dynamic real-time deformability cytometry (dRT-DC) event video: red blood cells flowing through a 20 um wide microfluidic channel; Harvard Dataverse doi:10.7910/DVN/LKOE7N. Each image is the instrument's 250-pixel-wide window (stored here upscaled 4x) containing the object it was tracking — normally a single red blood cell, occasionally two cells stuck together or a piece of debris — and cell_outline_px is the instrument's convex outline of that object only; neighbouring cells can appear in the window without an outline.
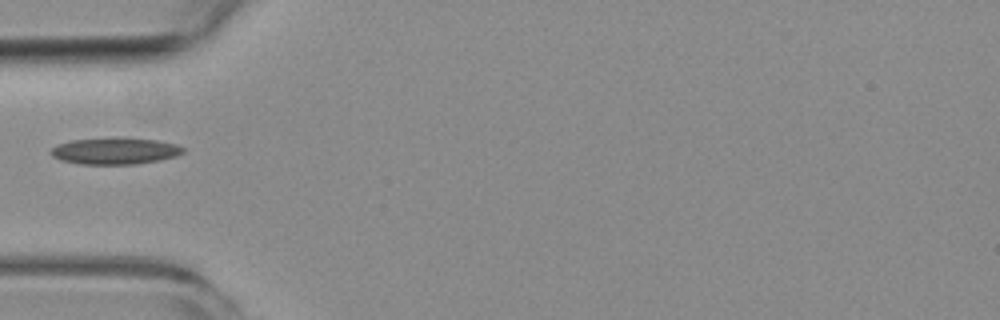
{"species": "common noctule bat (a hibernating species)", "species_latin": "Nyctalus noctula", "temperature_condition": "room temperature", "stored_images_in_passage": 2, "camera_frame_rate_fps": 3000, "um_per_image_px": 0.085, "animal": {"sex": "female", "body_mass_g": 19.3, "forearm_length_mm": 54.1}, "frame": {"image": 1, "passage_image": 1, "time_ms": 0.0, "image_size_px": [1000, 320], "cell_outline_px": [[184, 152], [176, 156], [136, 164], [80, 164], [60, 160], [52, 156], [48, 152], [56, 144], [72, 140], [116, 136], [124, 136], [156, 140], [176, 144], [184, 148]], "centroid_in_image_um": [9.73, 12.8], "position_along_channel_um": 75.3, "area_um2": 20.92}}
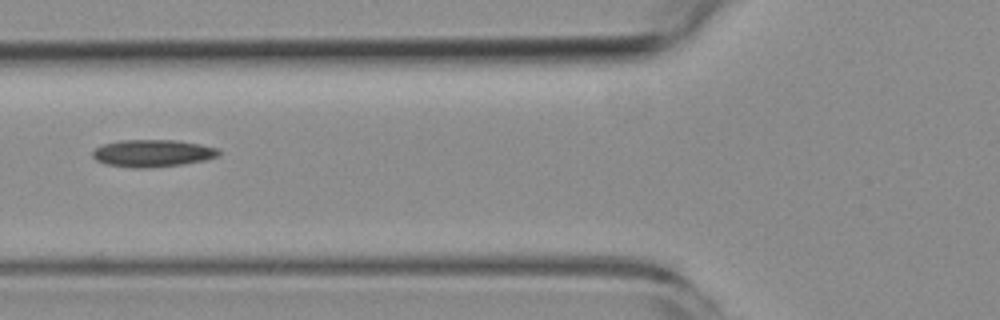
{"frame": {"image": 2, "passage_image": 2, "time_ms": 1.0, "image_size_px": [1000, 320], "cell_outline_px": [[220, 152], [216, 156], [204, 160], [180, 164], [148, 168], [132, 168], [104, 164], [96, 160], [92, 156], [92, 152], [96, 148], [104, 144], [120, 140], [176, 140], [200, 144], [216, 148]], "centroid_in_image_um": [12.91, 13.02], "position_along_channel_um": 112.9, "area_um2": 19.88}}